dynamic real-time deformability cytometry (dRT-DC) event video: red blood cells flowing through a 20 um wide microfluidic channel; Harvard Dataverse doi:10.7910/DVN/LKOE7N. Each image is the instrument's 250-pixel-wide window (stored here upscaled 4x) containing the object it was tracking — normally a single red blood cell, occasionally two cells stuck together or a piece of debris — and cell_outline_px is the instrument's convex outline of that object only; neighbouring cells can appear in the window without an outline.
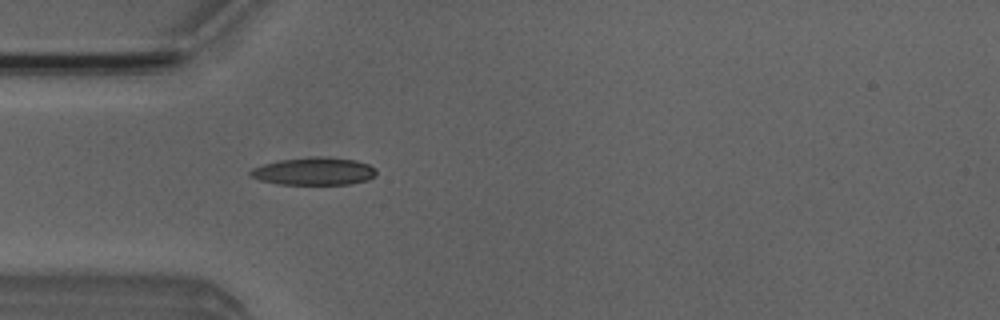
{"species": "Egyptian fruit bat (a non-hibernating species)", "species_latin": "Rousettus aegyptiacus", "temperature_condition": "room temperature", "stored_images_in_passage": 3, "camera_frame_rate_fps": 3000, "um_per_image_px": 0.085, "animal": {"sex": "male"}, "frame": {"image": 1, "passage_image": 3, "time_ms": 2.667, "image_size_px": [1000, 320], "cell_outline_px": [[376, 176], [368, 180], [352, 184], [280, 184], [260, 180], [248, 176], [248, 172], [252, 168], [264, 164], [280, 160], [312, 156], [328, 156], [356, 160], [368, 164], [376, 168]], "centroid_in_image_um": [26.71, 14.55], "position_along_channel_um": 58.3, "area_um2": 20.58}}